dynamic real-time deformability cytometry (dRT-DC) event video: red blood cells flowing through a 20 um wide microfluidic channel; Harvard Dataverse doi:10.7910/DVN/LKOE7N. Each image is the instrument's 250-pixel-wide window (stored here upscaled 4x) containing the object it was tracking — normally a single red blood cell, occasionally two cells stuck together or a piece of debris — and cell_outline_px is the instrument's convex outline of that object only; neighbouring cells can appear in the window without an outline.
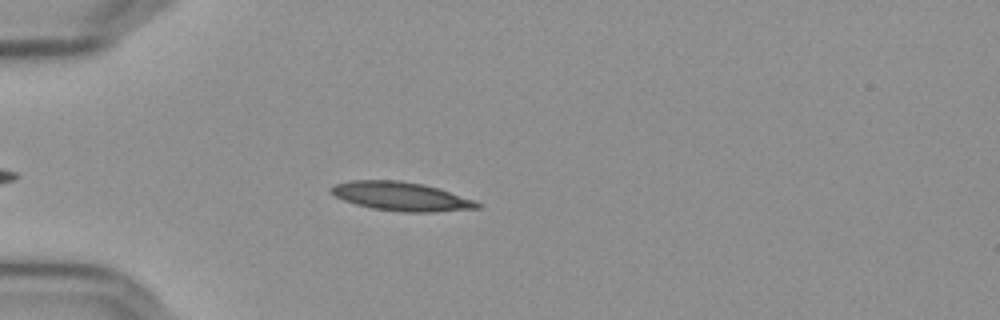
{"species": "Egyptian fruit bat (a non-hibernating species)", "species_latin": "Rousettus aegyptiacus", "temperature_condition": "cold", "stored_images_in_passage": 48, "camera_frame_rate_fps": 3000, "um_per_image_px": 0.085, "frame": {"image": 1, "passage_image": 8, "time_ms": 2.333, "image_size_px": [1000, 320], "cell_outline_px": [[484, 204], [480, 208], [436, 212], [400, 212], [372, 208], [356, 204], [344, 200], [328, 192], [328, 188], [336, 184], [352, 180], [400, 180], [424, 184], [440, 188], [476, 200]], "centroid_in_image_um": [34.15, 16.69], "position_along_channel_um": 50.9, "area_um2": 24.91}}
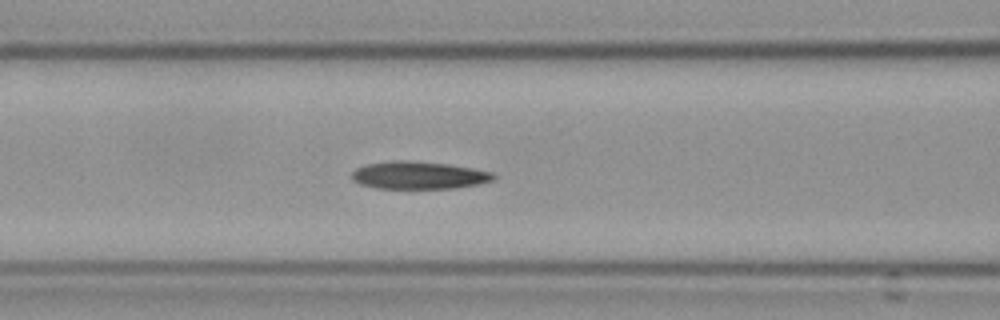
{"frame": {"image": 2, "passage_image": 16, "time_ms": 5.0, "image_size_px": [1000, 320], "cell_outline_px": [[496, 176], [492, 180], [480, 184], [456, 188], [376, 188], [360, 184], [352, 180], [352, 172], [356, 168], [368, 164], [392, 160], [404, 160], [448, 164], [472, 168], [492, 172]], "centroid_in_image_um": [35.59, 14.9], "position_along_channel_um": 131.0, "area_um2": 22.72}}
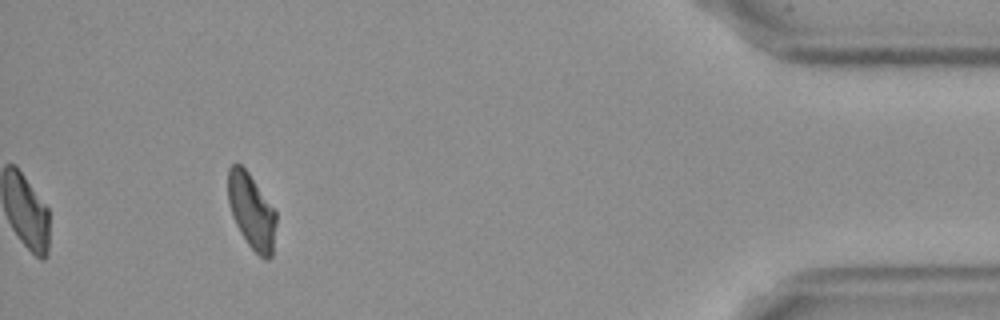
{"frame": {"image": 3, "passage_image": 44, "time_ms": 14.333, "image_size_px": [1000, 320], "cell_outline_px": [[276, 224], [272, 256], [268, 260], [264, 260], [248, 244], [240, 232], [232, 216], [228, 204], [228, 168], [232, 164], [240, 164], [248, 172], [276, 208]], "centroid_in_image_um": [21.4, 17.95], "position_along_channel_um": 413.8, "area_um2": 21.39}, "authors_computed_cell_mechanics": {"area_um2": 22.8599, "velocity_mm_per_s": 3.6265, "shape_relaxation_time_tau1_ms": 6.4856, "shape_relaxation_time_tau2_ms": 3.8307, "deformation_change_tau1": 0.1687, "deformation_change_tau2": 0.1076}}